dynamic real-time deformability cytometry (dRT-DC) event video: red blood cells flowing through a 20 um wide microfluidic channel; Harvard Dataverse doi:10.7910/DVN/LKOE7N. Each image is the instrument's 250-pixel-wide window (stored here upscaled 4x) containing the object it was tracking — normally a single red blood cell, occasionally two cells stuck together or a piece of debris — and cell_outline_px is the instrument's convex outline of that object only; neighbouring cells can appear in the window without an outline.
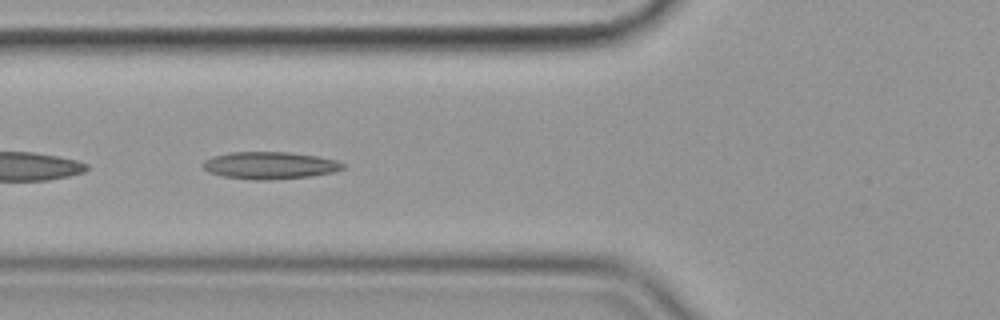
{"species": "common noctule bat (a hibernating species)", "species_latin": "Nyctalus noctula", "temperature_condition": "cold", "stored_images_in_passage": 56, "camera_frame_rate_fps": 3000, "um_per_image_px": 0.085, "animal": {"sex": "female", "body_mass_g": 19.9}, "frame": {"image": 1, "passage_image": 21, "time_ms": 6.667, "image_size_px": [1000, 320], "cell_outline_px": [[348, 164], [344, 168], [332, 172], [312, 176], [268, 180], [252, 180], [224, 176], [208, 172], [200, 164], [204, 160], [212, 156], [232, 152], [288, 152], [316, 156], [336, 160]], "centroid_in_image_um": [22.93, 14.06], "position_along_channel_um": 102.9, "area_um2": 22.31}}
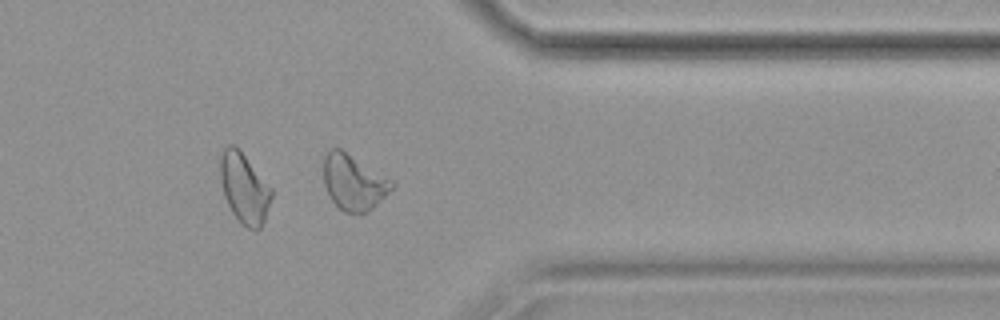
{"frame": {"image": 2, "passage_image": 45, "time_ms": 14.667, "image_size_px": [1000, 320], "cell_outline_px": [[396, 184], [368, 212], [360, 216], [344, 212], [332, 200], [324, 184], [324, 156], [332, 148], [340, 148], [392, 180]], "centroid_in_image_um": [30.06, 15.52], "position_along_channel_um": 381.3, "area_um2": 21.91}}
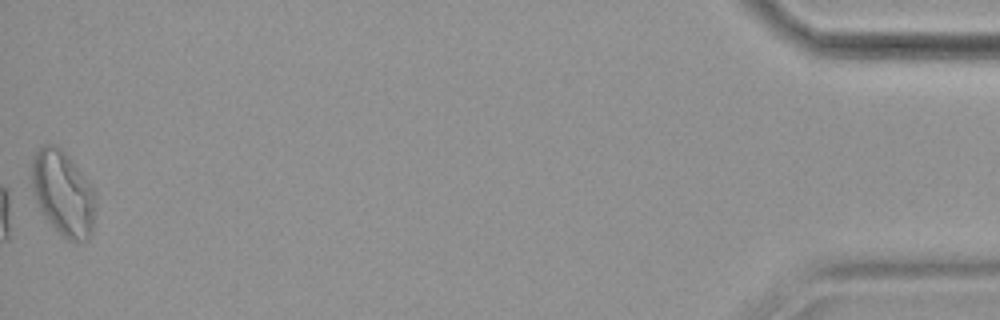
{"frame": {"image": 3, "passage_image": 56, "time_ms": 18.333, "image_size_px": [1000, 320], "cell_outline_px": [[96, 204], [92, 232], [88, 240], [72, 244], [44, 216], [36, 200], [32, 188], [32, 156], [44, 144], [56, 144], [68, 156], [96, 192]], "centroid_in_image_um": [5.38, 16.45], "position_along_channel_um": 429.8, "area_um2": 31.56}, "authors_computed_cell_mechanics": {"area_um2": 23.0333, "velocity_mm_per_s": 3.5732, "shape_relaxation_time_tau1_ms": null, "shape_relaxation_time_tau2_ms": 4.2855, "deformation_change_tau1": null, "deformation_change_tau2": 0.1326}}